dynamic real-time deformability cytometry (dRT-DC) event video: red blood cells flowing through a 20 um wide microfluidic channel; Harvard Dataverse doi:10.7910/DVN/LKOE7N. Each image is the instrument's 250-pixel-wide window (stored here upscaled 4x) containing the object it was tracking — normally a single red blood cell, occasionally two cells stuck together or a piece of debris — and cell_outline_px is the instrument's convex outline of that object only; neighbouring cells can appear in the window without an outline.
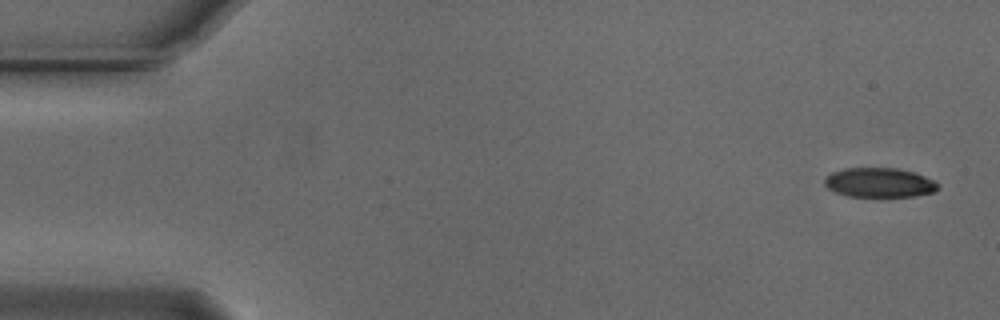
{"species": "Egyptian fruit bat (a non-hibernating species)", "species_latin": "Rousettus aegyptiacus", "temperature_condition": "cold", "stored_images_in_passage": 43, "camera_frame_rate_fps": 3000, "um_per_image_px": 0.085, "animal": {"sex": "male"}, "frame": {"image": 1, "passage_image": 1, "time_ms": 0.0, "image_size_px": [1000, 320], "cell_outline_px": [[940, 188], [936, 192], [916, 196], [848, 196], [836, 192], [828, 188], [824, 184], [824, 180], [832, 172], [844, 168], [900, 168], [936, 180], [940, 184]], "centroid_in_image_um": [74.81, 15.52], "position_along_channel_um": 10.2, "area_um2": 19.59}}
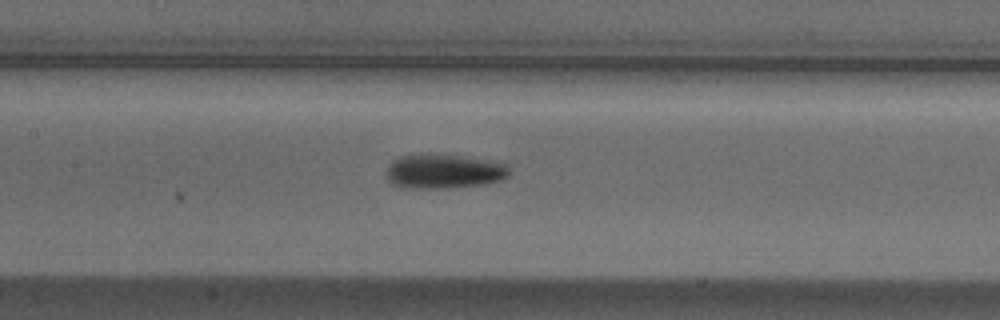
{"frame": {"image": 2, "passage_image": 24, "time_ms": 7.667, "image_size_px": [1000, 320], "cell_outline_px": [[508, 176], [500, 180], [484, 184], [448, 188], [404, 188], [392, 184], [388, 180], [384, 172], [388, 164], [392, 160], [400, 156], [420, 152], [460, 156], [508, 164]], "centroid_in_image_um": [37.62, 14.55], "position_along_channel_um": 169.8, "area_um2": 25.03}}
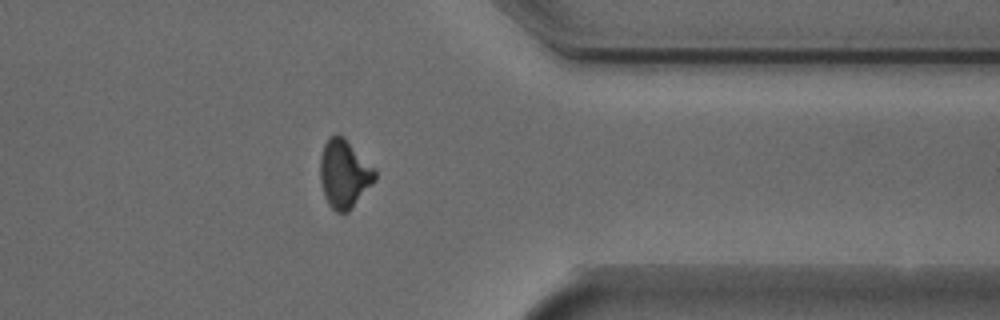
{"frame": {"image": 3, "passage_image": 42, "time_ms": 13.667, "image_size_px": [1000, 320], "cell_outline_px": [[376, 180], [348, 212], [336, 212], [328, 204], [320, 180], [320, 156], [324, 144], [328, 136], [336, 132], [344, 136], [376, 168]], "centroid_in_image_um": [29.27, 14.72], "position_along_channel_um": 382.1, "area_um2": 22.14}, "authors_computed_cell_mechanics": {"area_um2": 22.1952, "velocity_mm_per_s": 3.7514, "shape_relaxation_time_tau1_ms": 3.4545, "shape_relaxation_time_tau2_ms": null, "deformation_change_tau1": 0.1255, "deformation_change_tau2": null}}